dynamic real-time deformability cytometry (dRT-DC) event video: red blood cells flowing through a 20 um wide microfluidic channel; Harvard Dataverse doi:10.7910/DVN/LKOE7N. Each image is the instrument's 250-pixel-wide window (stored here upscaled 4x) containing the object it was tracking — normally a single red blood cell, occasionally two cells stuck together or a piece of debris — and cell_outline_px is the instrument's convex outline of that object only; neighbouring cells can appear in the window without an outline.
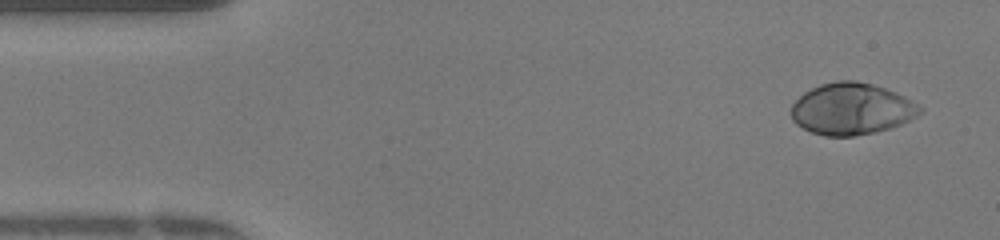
{"species": "human", "species_latin": "Homo sapiens", "temperature_condition": "warm", "stored_images_in_passage": 48, "camera_frame_rate_fps": 3000, "um_per_image_px": 0.085, "donor": {"sex": "female"}, "frame": {"image": 1, "passage_image": 3, "time_ms": 0.667, "image_size_px": [1000, 240], "cell_outline_px": [[924, 112], [900, 124], [876, 132], [852, 136], [824, 136], [812, 132], [796, 124], [792, 120], [792, 104], [804, 92], [820, 84], [836, 80], [856, 80], [872, 84], [896, 92], [904, 96], [924, 108]], "centroid_in_image_um": [72.39, 9.25], "position_along_channel_um": 12.6, "area_um2": 38.73}}
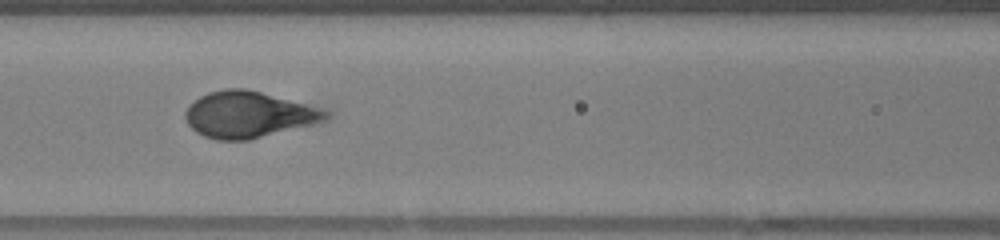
{"frame": {"image": 2, "passage_image": 20, "time_ms": 6.333, "image_size_px": [1000, 240], "cell_outline_px": [[332, 116], [324, 120], [312, 124], [248, 140], [216, 140], [204, 136], [196, 132], [188, 124], [184, 116], [184, 112], [200, 96], [208, 92], [224, 88], [244, 88], [260, 92], [304, 104], [328, 112]], "centroid_in_image_um": [21.06, 9.74], "position_along_channel_um": 145.5, "area_um2": 37.22}}
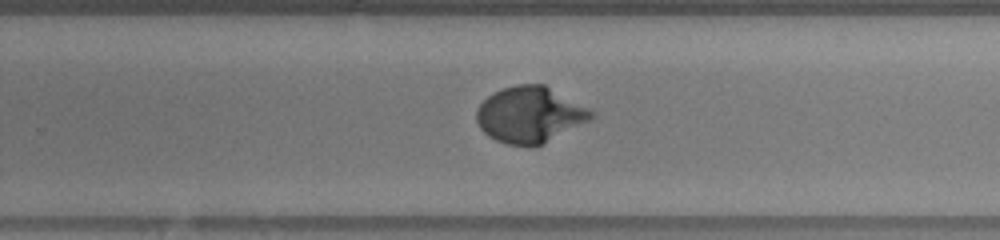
{"frame": {"image": 3, "passage_image": 30, "time_ms": 9.667, "image_size_px": [1000, 240], "cell_outline_px": [[596, 116], [592, 120], [544, 144], [532, 148], [508, 144], [496, 140], [488, 136], [480, 128], [476, 120], [476, 108], [492, 92], [516, 84], [544, 84], [596, 112]], "centroid_in_image_um": [45.06, 9.77], "position_along_channel_um": 284.7, "area_um2": 38.03}, "authors_computed_cell_mechanics": {"area_um2": 37.0787, "velocity_mm_per_s": 4.1918, "shape_relaxation_time_tau1_ms": 3.4191, "shape_relaxation_time_tau2_ms": null, "deformation_change_tau1": 0.2589, "deformation_change_tau2": null}}